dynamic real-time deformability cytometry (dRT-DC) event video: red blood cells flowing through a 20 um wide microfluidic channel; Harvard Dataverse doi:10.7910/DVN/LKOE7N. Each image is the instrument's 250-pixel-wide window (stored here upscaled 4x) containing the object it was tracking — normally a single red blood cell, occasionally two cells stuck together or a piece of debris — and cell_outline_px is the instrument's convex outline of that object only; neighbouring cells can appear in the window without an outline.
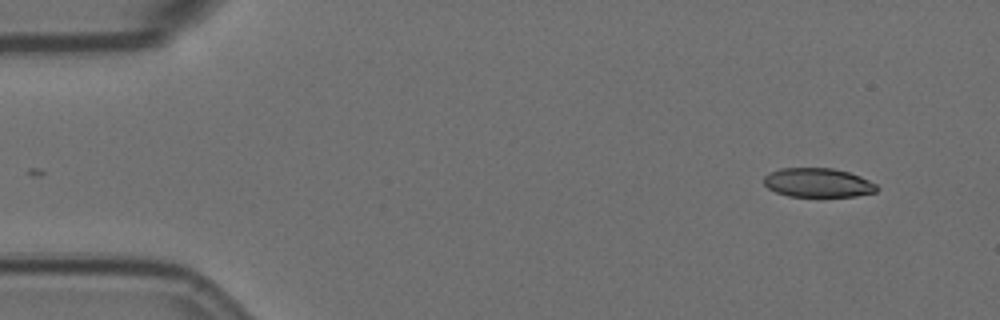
{"species": "Egyptian fruit bat (a non-hibernating species)", "species_latin": "Rousettus aegyptiacus", "temperature_condition": "room temperature", "stored_images_in_passage": 54, "camera_frame_rate_fps": 3000, "um_per_image_px": 0.085, "animal": {"sex": "female"}, "frame": {"image": 1, "passage_image": 1, "time_ms": 0.0, "image_size_px": [1000, 320], "cell_outline_px": [[880, 188], [876, 192], [856, 196], [788, 196], [776, 192], [768, 188], [764, 184], [764, 176], [780, 168], [832, 168], [848, 172], [860, 176], [876, 184]], "centroid_in_image_um": [69.54, 15.53], "position_along_channel_um": 15.5, "area_um2": 19.07}}
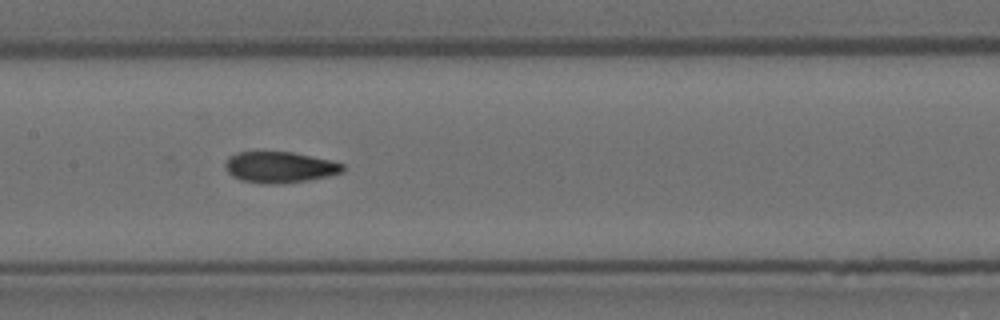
{"frame": {"image": 2, "passage_image": 24, "time_ms": 7.667, "image_size_px": [1000, 320], "cell_outline_px": [[344, 172], [328, 176], [308, 180], [280, 184], [264, 184], [240, 180], [232, 176], [228, 172], [224, 164], [228, 156], [236, 152], [292, 152], [332, 160], [344, 164]], "centroid_in_image_um": [23.77, 14.21], "position_along_channel_um": 183.6, "area_um2": 21.5}}
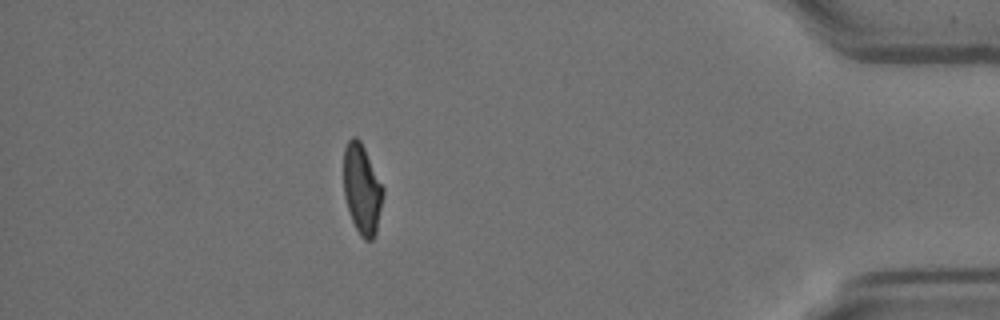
{"frame": {"image": 3, "passage_image": 47, "time_ms": 15.333, "image_size_px": [1000, 320], "cell_outline_px": [[384, 196], [376, 232], [372, 240], [364, 240], [360, 236], [352, 220], [344, 196], [344, 148], [348, 140], [352, 136], [356, 136], [360, 140], [384, 188]], "centroid_in_image_um": [30.78, 16.08], "position_along_channel_um": 404.4, "area_um2": 20.63}, "authors_computed_cell_mechanics": {"area_um2": 21.2415, "velocity_mm_per_s": 3.5241, "shape_relaxation_time_tau1_ms": null, "shape_relaxation_time_tau2_ms": 2.2301, "deformation_change_tau1": null, "deformation_change_tau2": 0.0822}}